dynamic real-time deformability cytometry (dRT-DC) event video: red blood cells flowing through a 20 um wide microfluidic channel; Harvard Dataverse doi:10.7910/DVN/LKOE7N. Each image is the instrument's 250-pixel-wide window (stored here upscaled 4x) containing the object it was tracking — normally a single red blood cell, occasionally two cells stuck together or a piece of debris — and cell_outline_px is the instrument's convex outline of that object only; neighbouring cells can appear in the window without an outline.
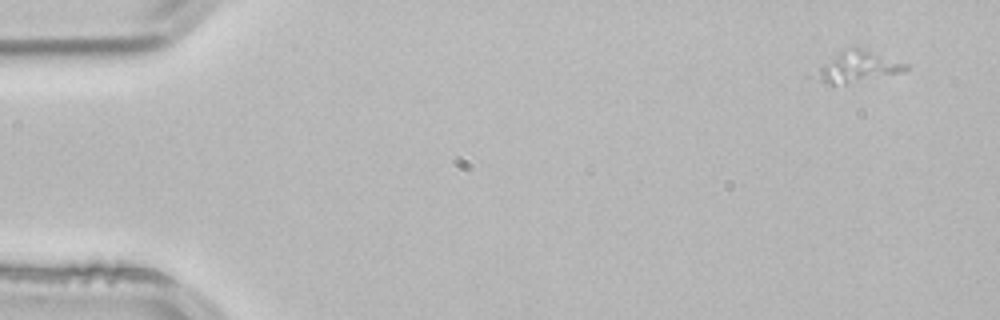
{"species": "common noctule bat (a hibernating species)", "species_latin": "Nyctalus noctula", "temperature_condition": "room temperature", "stored_images_in_passage": 3, "camera_frame_rate_fps": 3000, "um_per_image_px": 0.085, "animal": {"sex": "male", "body_mass_g": 21.5, "forearm_length_mm": 52.0}, "frame": {"image": 1, "passage_image": 1, "time_ms": 0.0, "image_size_px": [1000, 320], "cell_outline_px": [[908, 68], [900, 72], [844, 84], [828, 84], [808, 76], [844, 48], [864, 48], [908, 64]], "centroid_in_image_um": [72.82, 5.67], "position_along_channel_um": 12.2, "area_um2": 16.01}}
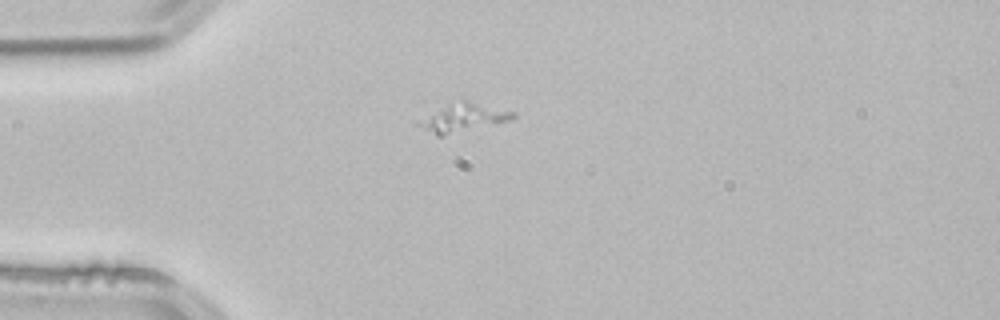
{"frame": {"image": 2, "passage_image": 3, "time_ms": 0.667, "image_size_px": [1000, 320], "cell_outline_px": [[516, 116], [508, 120], [440, 136], [436, 136], [416, 124], [416, 120], [448, 104], [460, 100], [464, 100], [516, 112]], "centroid_in_image_um": [39.31, 10.0], "position_along_channel_um": 45.7, "area_um2": 14.97}}